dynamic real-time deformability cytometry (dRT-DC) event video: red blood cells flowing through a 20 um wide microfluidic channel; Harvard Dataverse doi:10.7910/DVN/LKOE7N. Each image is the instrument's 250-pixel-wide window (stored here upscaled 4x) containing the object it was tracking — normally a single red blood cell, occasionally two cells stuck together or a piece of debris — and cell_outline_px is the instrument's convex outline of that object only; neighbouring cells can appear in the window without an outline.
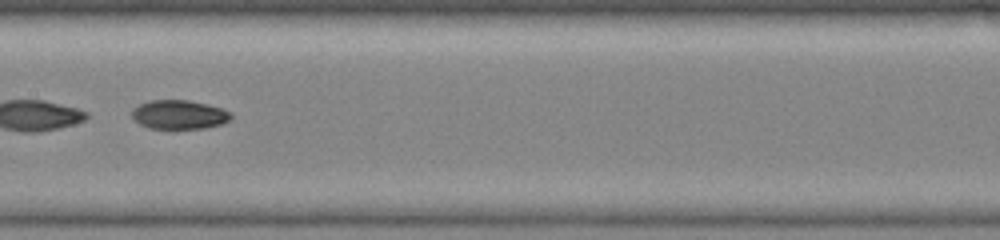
{"species": "common noctule bat (a hibernating species)", "species_latin": "Nyctalus noctula", "temperature_condition": "warm", "stored_images_in_passage": 24, "camera_frame_rate_fps": 3000, "um_per_image_px": 0.085, "animal": {"sex": "female", "body_mass_g": 19.0, "forearm_length_mm": 51.5}, "frame": {"image": 1, "passage_image": 8, "time_ms": 2.333, "image_size_px": [1000, 240], "cell_outline_px": [[232, 120], [220, 124], [204, 128], [176, 132], [172, 132], [148, 128], [140, 124], [132, 116], [132, 108], [148, 100], [188, 100], [208, 104], [232, 112]], "centroid_in_image_um": [15.22, 9.79], "position_along_channel_um": 192.2, "area_um2": 17.63}}